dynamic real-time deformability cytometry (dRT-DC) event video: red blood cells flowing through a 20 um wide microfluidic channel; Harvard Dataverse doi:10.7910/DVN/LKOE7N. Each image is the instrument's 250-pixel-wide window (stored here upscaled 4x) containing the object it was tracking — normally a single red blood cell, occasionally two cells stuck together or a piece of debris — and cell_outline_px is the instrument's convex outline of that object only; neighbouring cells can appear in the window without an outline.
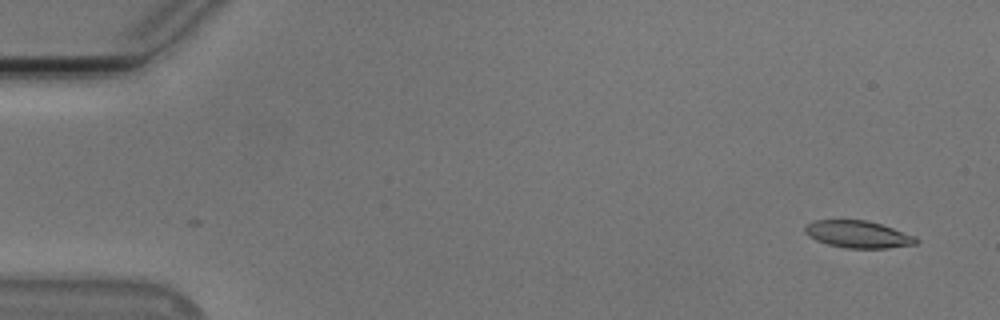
{"species": "Egyptian fruit bat (a non-hibernating species)", "species_latin": "Rousettus aegyptiacus", "temperature_condition": "cold", "stored_images_in_passage": 41, "camera_frame_rate_fps": 3000, "um_per_image_px": 0.085, "animal": {"sex": "male"}, "frame": {"image": 1, "passage_image": 2, "time_ms": 0.333, "image_size_px": [1000, 320], "cell_outline_px": [[920, 240], [916, 244], [888, 248], [844, 248], [828, 244], [816, 240], [808, 236], [804, 232], [804, 224], [812, 220], [864, 220], [880, 224], [916, 236]], "centroid_in_image_um": [72.9, 19.92], "position_along_channel_um": 12.1, "area_um2": 17.69}}
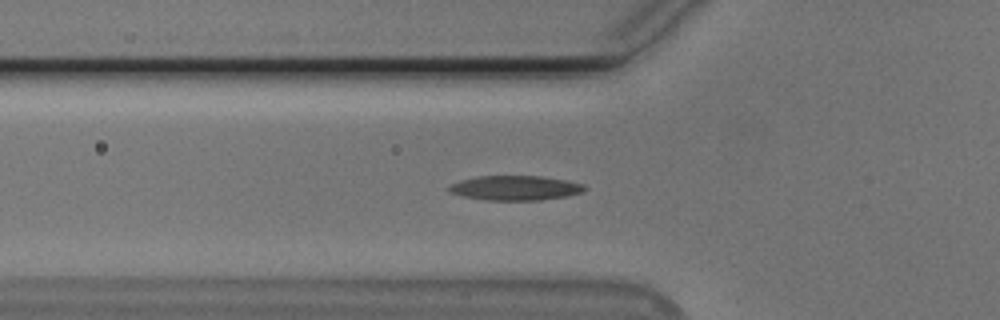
{"frame": {"image": 2, "passage_image": 18, "time_ms": 5.667, "image_size_px": [1000, 320], "cell_outline_px": [[588, 188], [584, 192], [564, 196], [540, 200], [484, 200], [464, 196], [448, 192], [444, 188], [460, 180], [476, 176], [540, 176], [564, 180], [584, 184]], "centroid_in_image_um": [43.76, 15.97], "position_along_channel_um": 82.0, "area_um2": 19.54}}
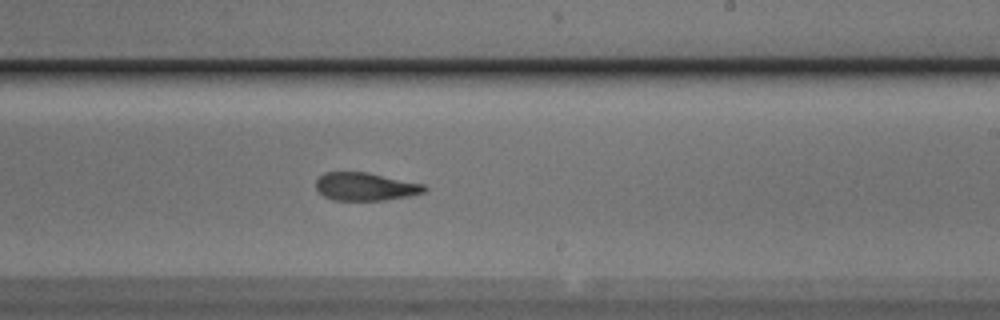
{"frame": {"image": 3, "passage_image": 32, "time_ms": 10.333, "image_size_px": [1000, 320], "cell_outline_px": [[428, 188], [424, 192], [408, 196], [384, 200], [332, 200], [324, 196], [316, 188], [316, 180], [324, 172], [368, 172], [424, 184]], "centroid_in_image_um": [31.06, 15.85], "position_along_channel_um": 257.9, "area_um2": 17.69}}